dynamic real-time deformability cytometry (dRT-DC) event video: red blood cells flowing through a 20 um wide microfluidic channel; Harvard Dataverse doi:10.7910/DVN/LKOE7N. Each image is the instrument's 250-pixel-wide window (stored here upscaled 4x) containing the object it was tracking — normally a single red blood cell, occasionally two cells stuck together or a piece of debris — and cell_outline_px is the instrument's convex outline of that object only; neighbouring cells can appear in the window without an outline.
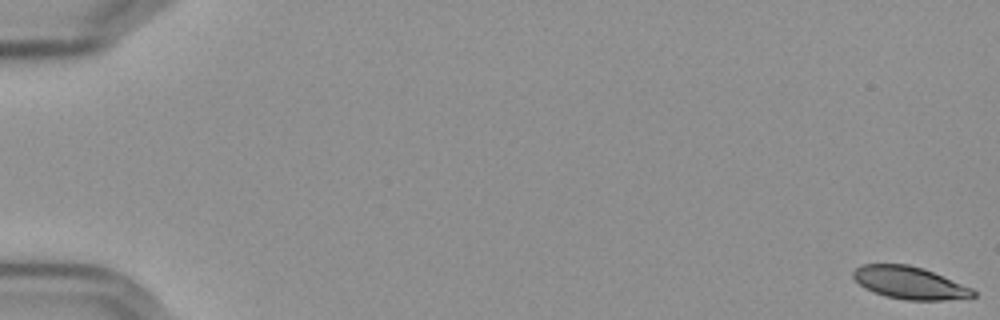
{"species": "Egyptian fruit bat (a non-hibernating species)", "species_latin": "Rousettus aegyptiacus", "temperature_condition": "cold", "stored_images_in_passage": 58, "camera_frame_rate_fps": 3000, "um_per_image_px": 0.085, "frame": {"image": 1, "passage_image": 1, "time_ms": 0.0, "image_size_px": [1000, 320], "cell_outline_px": [[976, 296], [944, 300], [904, 300], [884, 296], [872, 292], [864, 288], [852, 276], [852, 272], [860, 264], [908, 264], [924, 268], [972, 288], [976, 292]], "centroid_in_image_um": [77.29, 24.04], "position_along_channel_um": 7.7, "area_um2": 22.77}}
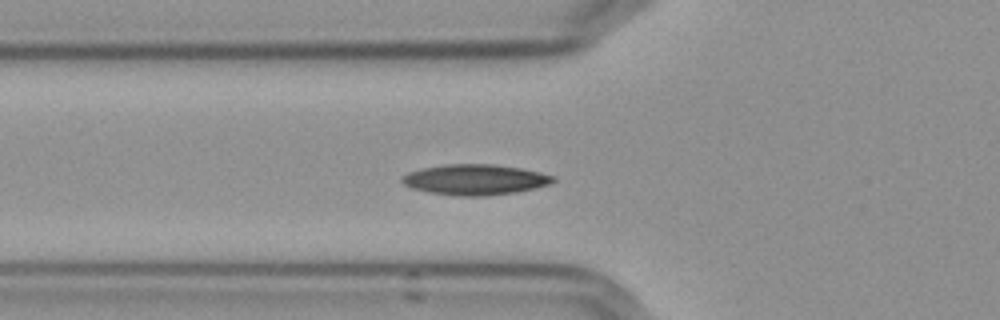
{"frame": {"image": 2, "passage_image": 22, "time_ms": 7.0, "image_size_px": [1000, 320], "cell_outline_px": [[556, 180], [552, 184], [536, 188], [516, 192], [488, 196], [456, 196], [428, 192], [412, 188], [404, 184], [400, 180], [408, 172], [424, 168], [444, 164], [492, 164], [520, 168], [540, 172], [556, 176]], "centroid_in_image_um": [40.43, 15.27], "position_along_channel_um": 85.4, "area_um2": 27.05}}
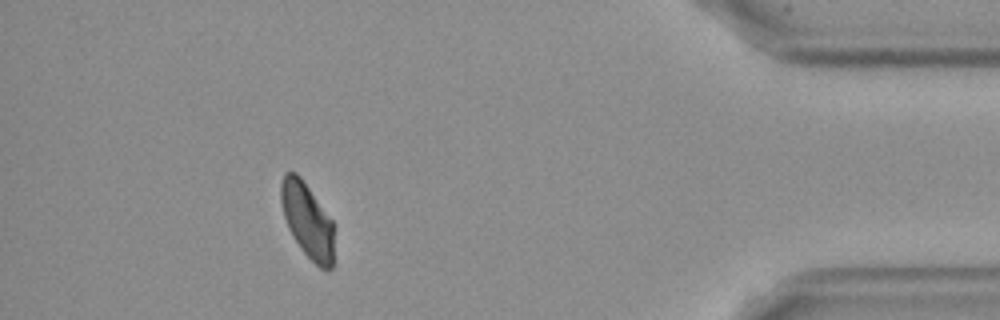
{"frame": {"image": 3, "passage_image": 53, "time_ms": 17.333, "image_size_px": [1000, 320], "cell_outline_px": [[332, 268], [328, 272], [320, 268], [300, 248], [292, 236], [288, 228], [284, 216], [280, 200], [280, 184], [284, 172], [296, 172], [300, 176], [332, 220]], "centroid_in_image_um": [26.09, 18.71], "position_along_channel_um": 409.1, "area_um2": 22.95}, "authors_computed_cell_mechanics": {"area_um2": 24.7673, "velocity_mm_per_s": 3.5691, "shape_relaxation_time_tau1_ms": 10.7175, "shape_relaxation_time_tau2_ms": 8.5264, "deformation_change_tau1": 0.1922, "deformation_change_tau2": 0.115}}